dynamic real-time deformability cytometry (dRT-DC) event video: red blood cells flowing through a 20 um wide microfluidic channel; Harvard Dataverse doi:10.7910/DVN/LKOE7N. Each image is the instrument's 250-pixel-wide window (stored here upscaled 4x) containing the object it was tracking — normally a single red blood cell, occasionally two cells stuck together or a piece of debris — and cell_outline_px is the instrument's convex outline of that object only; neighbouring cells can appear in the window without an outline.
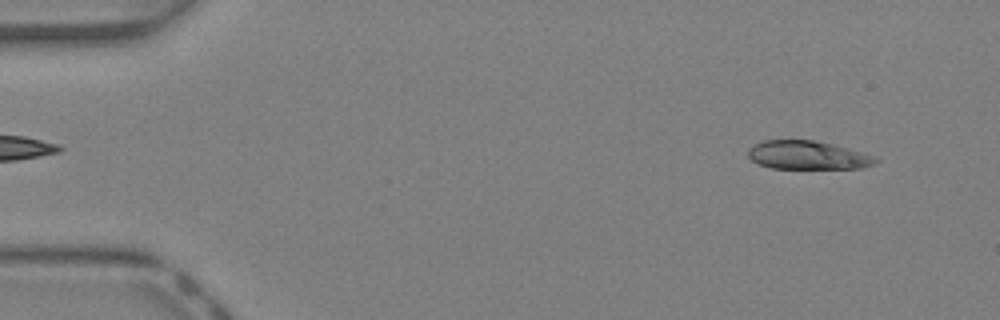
{"species": "Egyptian fruit bat (a non-hibernating species)", "species_latin": "Rousettus aegyptiacus", "temperature_condition": "warm", "stored_images_in_passage": 41, "camera_frame_rate_fps": 3000, "um_per_image_px": 0.085, "animal": {"sex": "female"}, "frame": {"image": 1, "passage_image": 3, "time_ms": 0.667, "image_size_px": [1000, 320], "cell_outline_px": [[880, 160], [876, 164], [864, 168], [772, 168], [760, 164], [752, 160], [748, 156], [748, 148], [764, 140], [812, 140], [864, 152], [876, 156]], "centroid_in_image_um": [68.7, 13.2], "position_along_channel_um": 16.3, "area_um2": 21.1}}
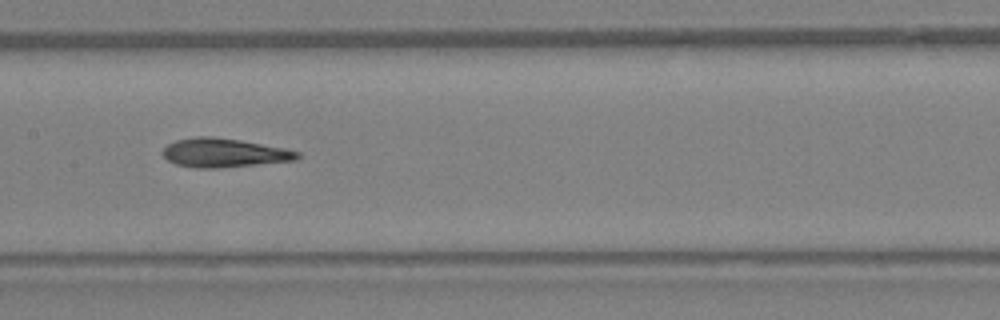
{"frame": {"image": 2, "passage_image": 20, "time_ms": 6.333, "image_size_px": [1000, 320], "cell_outline_px": [[300, 156], [296, 160], [216, 168], [196, 168], [176, 164], [168, 160], [160, 152], [168, 144], [176, 140], [196, 136], [212, 136], [240, 140], [284, 148], [300, 152]], "centroid_in_image_um": [19.01, 12.98], "position_along_channel_um": 188.4, "area_um2": 22.54}}
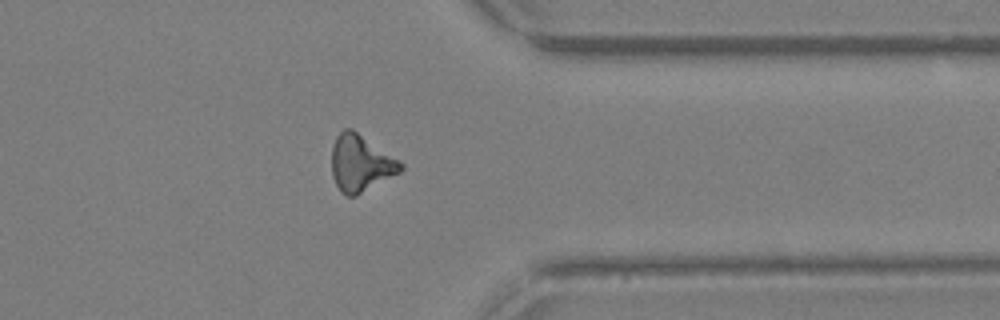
{"frame": {"image": 3, "passage_image": 32, "time_ms": 10.333, "image_size_px": [1000, 320], "cell_outline_px": [[404, 168], [400, 172], [356, 196], [348, 196], [340, 192], [332, 176], [332, 144], [336, 136], [344, 128], [352, 128], [400, 160], [404, 164]], "centroid_in_image_um": [30.65, 13.86], "position_along_channel_um": 380.7, "area_um2": 22.89}}